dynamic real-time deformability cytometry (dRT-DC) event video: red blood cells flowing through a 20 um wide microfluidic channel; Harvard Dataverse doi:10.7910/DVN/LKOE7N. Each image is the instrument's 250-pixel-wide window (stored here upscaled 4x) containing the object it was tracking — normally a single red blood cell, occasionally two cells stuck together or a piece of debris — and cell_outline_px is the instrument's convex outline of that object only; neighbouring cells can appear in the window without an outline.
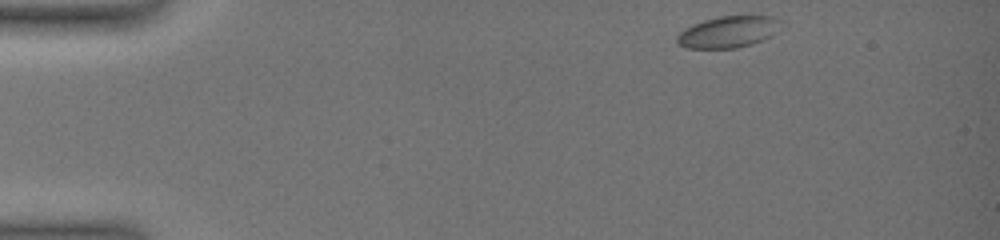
{"species": "common noctule bat (a hibernating species)", "species_latin": "Nyctalus noctula", "temperature_condition": "warm", "stored_images_in_passage": 47, "camera_frame_rate_fps": 3000, "um_per_image_px": 0.085, "animal": {"sex": "female", "body_mass_g": 19.0, "forearm_length_mm": 51.5}, "frame": {"image": 1, "passage_image": 1, "time_ms": 0.0, "image_size_px": [1000, 240], "cell_outline_px": [[788, 24], [772, 36], [764, 40], [752, 44], [736, 48], [684, 48], [676, 44], [676, 36], [684, 28], [704, 20], [720, 16], [752, 12], [772, 16], [784, 20]], "centroid_in_image_um": [62.05, 2.65], "position_along_channel_um": 22.9, "area_um2": 20.46}}
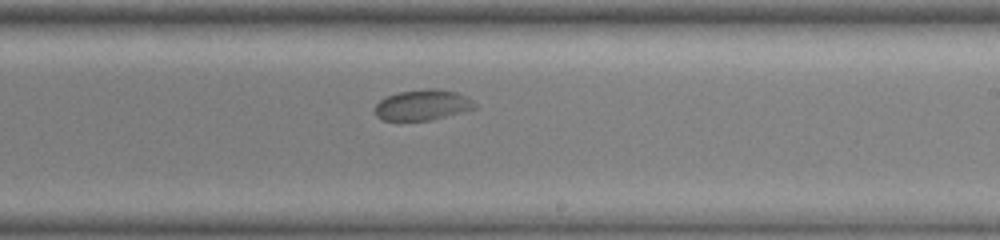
{"frame": {"image": 2, "passage_image": 29, "time_ms": 9.333, "image_size_px": [1000, 240], "cell_outline_px": [[476, 108], [464, 112], [432, 120], [384, 120], [376, 116], [376, 104], [380, 100], [396, 92], [428, 88], [436, 88], [456, 92], [472, 100], [476, 104]], "centroid_in_image_um": [35.94, 8.92], "position_along_channel_um": 253.1, "area_um2": 17.8}}
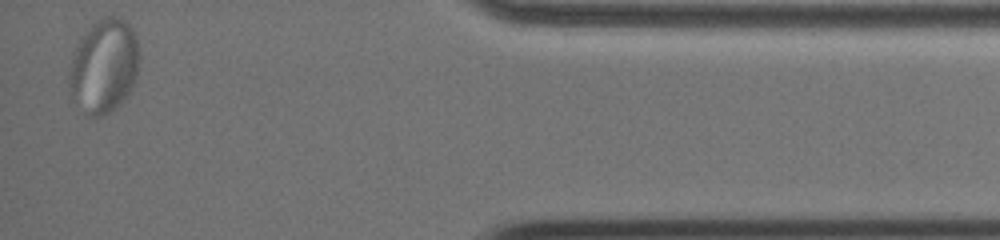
{"frame": {"image": 3, "passage_image": 46, "time_ms": 15.333, "image_size_px": [1000, 240], "cell_outline_px": [[140, 60], [136, 80], [128, 96], [116, 108], [100, 116], [92, 116], [72, 96], [68, 88], [68, 72], [72, 52], [84, 32], [100, 16], [116, 16], [124, 20], [132, 28], [136, 36], [140, 52]], "centroid_in_image_um": [8.86, 5.56], "position_along_channel_um": 426.3, "area_um2": 38.9}}